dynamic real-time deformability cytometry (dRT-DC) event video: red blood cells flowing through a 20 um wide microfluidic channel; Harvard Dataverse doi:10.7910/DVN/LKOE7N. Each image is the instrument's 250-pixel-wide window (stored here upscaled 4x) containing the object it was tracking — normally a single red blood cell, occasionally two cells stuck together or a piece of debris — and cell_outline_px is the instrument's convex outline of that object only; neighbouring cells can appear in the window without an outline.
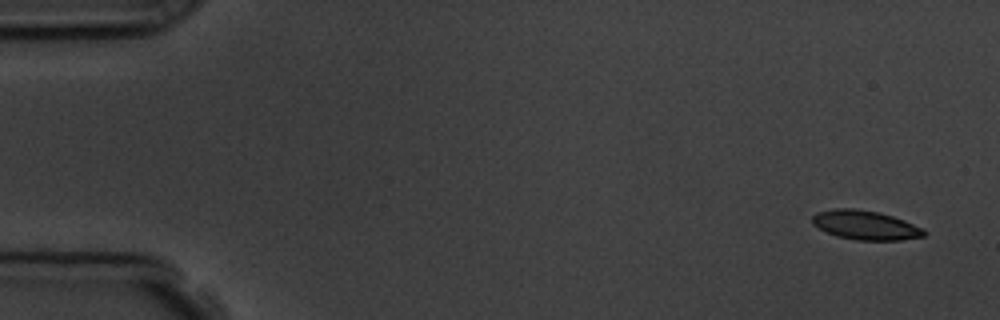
{"species": "common noctule bat (a hibernating species)", "species_latin": "Nyctalus noctula", "temperature_condition": "room temperature", "stored_images_in_passage": 3, "camera_frame_rate_fps": 3000, "um_per_image_px": 0.085, "animal": {"sex": "male", "body_mass_g": 19.5, "forearm_length_mm": 54.6}, "frame": {"image": 1, "passage_image": 1, "time_ms": 0.0, "image_size_px": [1000, 320], "cell_outline_px": [[928, 232], [924, 236], [900, 240], [856, 240], [836, 236], [812, 224], [812, 216], [816, 212], [832, 208], [852, 208], [876, 212], [892, 216], [904, 220], [924, 228]], "centroid_in_image_um": [73.56, 19.13], "position_along_channel_um": 11.4, "area_um2": 19.02}}